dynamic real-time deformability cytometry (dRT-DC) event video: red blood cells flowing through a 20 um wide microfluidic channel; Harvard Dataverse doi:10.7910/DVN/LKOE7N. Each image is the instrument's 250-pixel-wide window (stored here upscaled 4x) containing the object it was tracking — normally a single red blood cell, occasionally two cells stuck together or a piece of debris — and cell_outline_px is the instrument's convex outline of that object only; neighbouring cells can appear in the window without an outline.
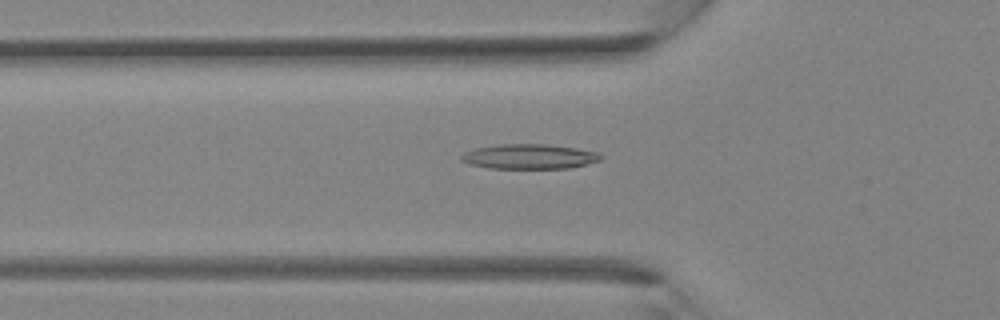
{"species": "Egyptian fruit bat (a non-hibernating species)", "species_latin": "Rousettus aegyptiacus", "temperature_condition": "room temperature", "stored_images_in_passage": 25, "camera_frame_rate_fps": 3000, "um_per_image_px": 0.085, "animal": {"sex": "female"}, "frame": {"image": 1, "passage_image": 5, "time_ms": 1.333, "image_size_px": [1000, 320], "cell_outline_px": [[604, 156], [600, 160], [568, 168], [488, 168], [468, 164], [460, 160], [460, 156], [464, 152], [476, 148], [500, 144], [544, 144], [576, 148], [600, 152]], "centroid_in_image_um": [44.97, 13.3], "position_along_channel_um": 80.8, "area_um2": 20.17}}
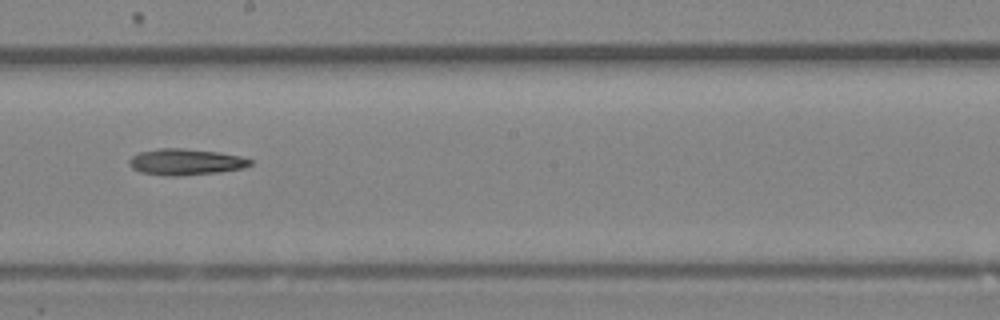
{"frame": {"image": 2, "passage_image": 13, "time_ms": 4.0, "image_size_px": [1000, 320], "cell_outline_px": [[252, 164], [244, 168], [220, 172], [184, 176], [168, 176], [140, 172], [132, 168], [128, 164], [128, 160], [132, 156], [140, 152], [160, 148], [180, 148], [216, 152], [240, 156], [252, 160]], "centroid_in_image_um": [15.77, 13.78], "position_along_channel_um": 232.4, "area_um2": 18.55}}
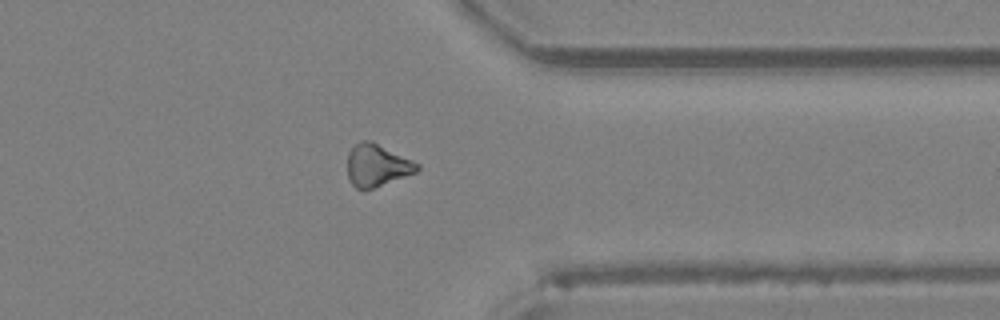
{"frame": {"image": 3, "passage_image": 21, "time_ms": 6.667, "image_size_px": [1000, 320], "cell_outline_px": [[420, 168], [416, 172], [364, 192], [356, 188], [352, 184], [348, 176], [348, 152], [360, 140], [372, 140], [420, 164]], "centroid_in_image_um": [32.04, 14.06], "position_along_channel_um": 379.4, "area_um2": 17.34}}